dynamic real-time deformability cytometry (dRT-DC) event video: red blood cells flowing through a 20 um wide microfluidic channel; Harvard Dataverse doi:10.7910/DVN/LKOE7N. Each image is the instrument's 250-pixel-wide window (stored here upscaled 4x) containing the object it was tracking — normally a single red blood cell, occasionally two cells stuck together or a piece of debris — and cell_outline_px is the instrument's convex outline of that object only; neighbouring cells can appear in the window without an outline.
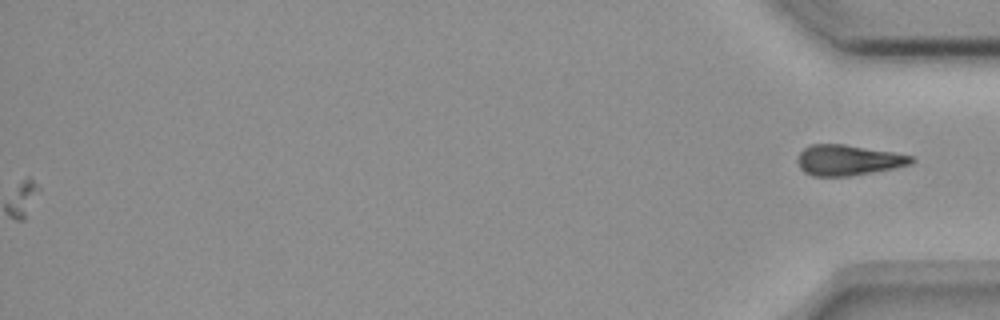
{"species": "common noctule bat (a hibernating species)", "species_latin": "Nyctalus noctula", "temperature_condition": "room temperature", "stored_images_in_passage": 41, "camera_frame_rate_fps": 3000, "um_per_image_px": 0.085, "animal": {"sex": "female", "body_mass_g": 18.4}, "frame": {"image": 1, "passage_image": 41, "time_ms": 13.333, "image_size_px": [1000, 320], "cell_outline_px": [[916, 160], [912, 164], [892, 168], [848, 176], [812, 176], [804, 172], [800, 168], [796, 160], [800, 152], [808, 144], [844, 144], [892, 152], [912, 156]], "centroid_in_image_um": [72.05, 13.6], "position_along_channel_um": 363.2, "area_um2": 20.17}}